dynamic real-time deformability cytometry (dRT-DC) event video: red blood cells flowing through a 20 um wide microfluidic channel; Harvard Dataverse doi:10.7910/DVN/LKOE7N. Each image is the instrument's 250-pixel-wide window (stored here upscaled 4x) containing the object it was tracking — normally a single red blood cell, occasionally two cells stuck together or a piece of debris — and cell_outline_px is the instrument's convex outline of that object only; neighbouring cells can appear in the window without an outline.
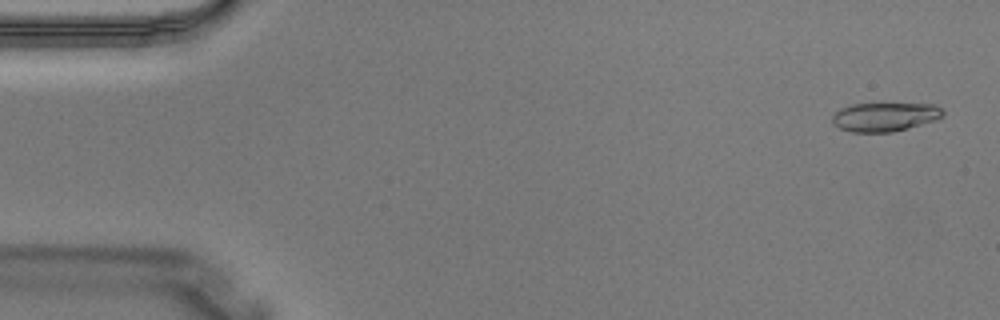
{"species": "Egyptian fruit bat (a non-hibernating species)", "species_latin": "Rousettus aegyptiacus", "temperature_condition": "warm", "stored_images_in_passage": 2, "camera_frame_rate_fps": 3000, "um_per_image_px": 0.085, "animal": {"sex": "male"}, "frame": {"image": 1, "passage_image": 2, "time_ms": 0.333, "image_size_px": [1000, 320], "cell_outline_px": [[944, 116], [936, 120], [908, 128], [892, 132], [852, 132], [840, 128], [832, 124], [832, 116], [840, 108], [852, 104], [936, 104], [944, 112]], "centroid_in_image_um": [75.21, 9.93], "position_along_channel_um": 9.8, "area_um2": 18.61}}